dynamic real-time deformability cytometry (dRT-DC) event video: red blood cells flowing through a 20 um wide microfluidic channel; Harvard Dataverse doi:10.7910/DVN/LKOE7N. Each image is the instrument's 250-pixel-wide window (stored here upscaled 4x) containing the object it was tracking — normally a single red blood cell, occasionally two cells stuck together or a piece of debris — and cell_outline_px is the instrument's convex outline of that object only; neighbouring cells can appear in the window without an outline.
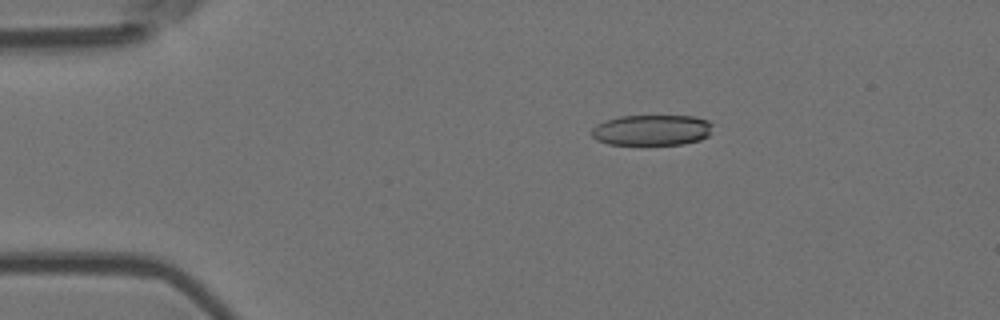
{"species": "Egyptian fruit bat (a non-hibernating species)", "species_latin": "Rousettus aegyptiacus", "temperature_condition": "room temperature", "stored_images_in_passage": 4, "camera_frame_rate_fps": 3000, "um_per_image_px": 0.085, "animal": {"sex": "female"}, "frame": {"image": 1, "passage_image": 3, "time_ms": 0.667, "image_size_px": [1000, 320], "cell_outline_px": [[712, 124], [708, 136], [700, 140], [684, 144], [608, 144], [596, 140], [592, 136], [592, 128], [596, 124], [604, 120], [620, 116], [692, 116], [708, 120]], "centroid_in_image_um": [55.38, 11.05], "position_along_channel_um": 29.6, "area_um2": 21.68}}